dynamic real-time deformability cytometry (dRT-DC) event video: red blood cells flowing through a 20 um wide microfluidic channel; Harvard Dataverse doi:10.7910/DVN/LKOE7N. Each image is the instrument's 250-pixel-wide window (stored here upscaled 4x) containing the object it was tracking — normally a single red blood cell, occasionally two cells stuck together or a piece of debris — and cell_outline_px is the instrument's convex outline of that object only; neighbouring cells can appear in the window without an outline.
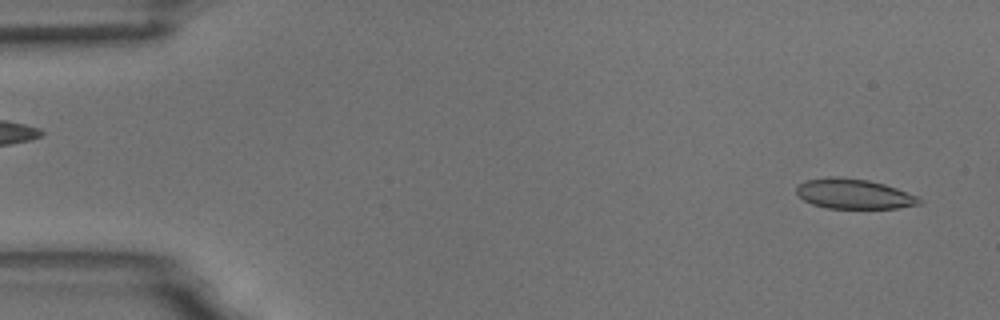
{"species": "common noctule bat (a hibernating species)", "species_latin": "Nyctalus noctula", "temperature_condition": "room temperature", "stored_images_in_passage": 53, "camera_frame_rate_fps": 3000, "um_per_image_px": 0.085, "animal": {"sex": "male", "body_mass_g": 18.8}, "frame": {"image": 1, "passage_image": 2, "time_ms": 0.333, "image_size_px": [1000, 320], "cell_outline_px": [[920, 204], [900, 208], [828, 208], [812, 204], [804, 200], [796, 192], [796, 188], [800, 184], [808, 180], [828, 176], [840, 176], [868, 180], [884, 184], [920, 196]], "centroid_in_image_um": [72.6, 16.47], "position_along_channel_um": 12.4, "area_um2": 21.44}}
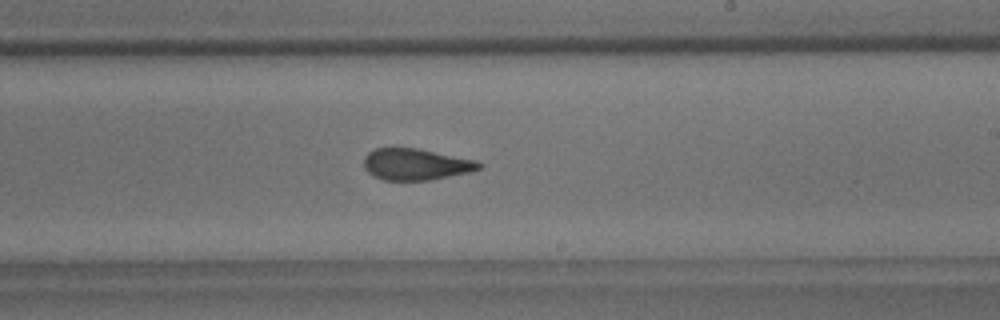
{"frame": {"image": 2, "passage_image": 31, "time_ms": 10.0, "image_size_px": [1000, 320], "cell_outline_px": [[484, 164], [480, 168], [472, 172], [432, 180], [384, 180], [368, 172], [364, 168], [364, 156], [368, 152], [376, 148], [416, 148], [476, 160]], "centroid_in_image_um": [35.37, 13.97], "position_along_channel_um": 253.6, "area_um2": 21.15}}
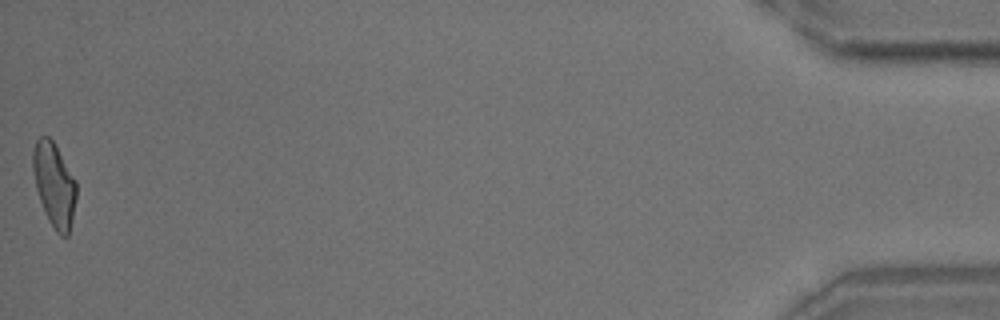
{"frame": {"image": 3, "passage_image": 53, "time_ms": 17.333, "image_size_px": [1000, 320], "cell_outline_px": [[76, 200], [72, 220], [68, 236], [60, 236], [56, 232], [48, 220], [40, 200], [36, 188], [32, 168], [32, 152], [36, 140], [40, 136], [48, 136], [52, 140], [76, 180]], "centroid_in_image_um": [4.6, 15.71], "position_along_channel_um": 430.6, "area_um2": 21.21}, "authors_computed_cell_mechanics": {"area_um2": 21.9062, "velocity_mm_per_s": 3.7319, "shape_relaxation_time_tau1_ms": 7.31, "shape_relaxation_time_tau2_ms": 1.6644, "deformation_change_tau1": 0.1774, "deformation_change_tau2": 0.0818}}